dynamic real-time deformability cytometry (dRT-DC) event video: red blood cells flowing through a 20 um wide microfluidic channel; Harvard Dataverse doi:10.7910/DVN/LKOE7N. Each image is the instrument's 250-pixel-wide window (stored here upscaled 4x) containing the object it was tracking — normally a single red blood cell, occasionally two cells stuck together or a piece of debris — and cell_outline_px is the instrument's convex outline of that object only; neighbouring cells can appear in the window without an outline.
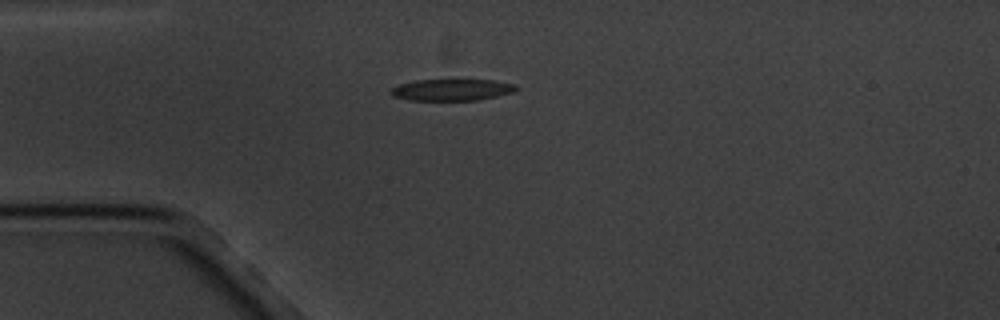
{"species": "common noctule bat (a hibernating species)", "species_latin": "Nyctalus noctula", "temperature_condition": "cold", "stored_images_in_passage": 3, "camera_frame_rate_fps": 3000, "um_per_image_px": 0.085, "animal": {"sex": "male", "body_mass_g": 20.1, "forearm_length_mm": 53.5}, "frame": {"image": 1, "passage_image": 1, "time_ms": 0.0, "image_size_px": [1000, 320], "cell_outline_px": [[520, 88], [512, 92], [480, 100], [408, 100], [392, 96], [388, 92], [396, 84], [416, 80], [452, 76], [492, 80], [516, 84]], "centroid_in_image_um": [38.38, 7.57], "position_along_channel_um": 46.6, "area_um2": 16.99}}
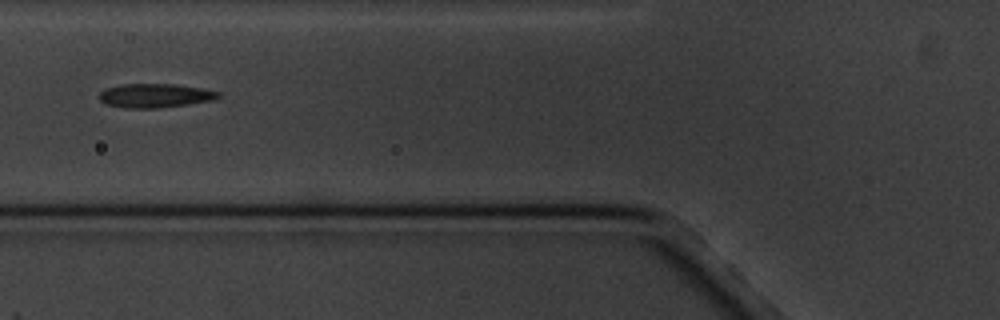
{"frame": {"image": 2, "passage_image": 3, "time_ms": 2.333, "image_size_px": [1000, 320], "cell_outline_px": [[220, 96], [212, 100], [188, 104], [160, 108], [120, 108], [108, 104], [100, 100], [100, 92], [104, 88], [120, 84], [176, 84], [200, 88], [220, 92]], "centroid_in_image_um": [13.15, 8.12], "position_along_channel_um": 112.7, "area_um2": 16.65}}